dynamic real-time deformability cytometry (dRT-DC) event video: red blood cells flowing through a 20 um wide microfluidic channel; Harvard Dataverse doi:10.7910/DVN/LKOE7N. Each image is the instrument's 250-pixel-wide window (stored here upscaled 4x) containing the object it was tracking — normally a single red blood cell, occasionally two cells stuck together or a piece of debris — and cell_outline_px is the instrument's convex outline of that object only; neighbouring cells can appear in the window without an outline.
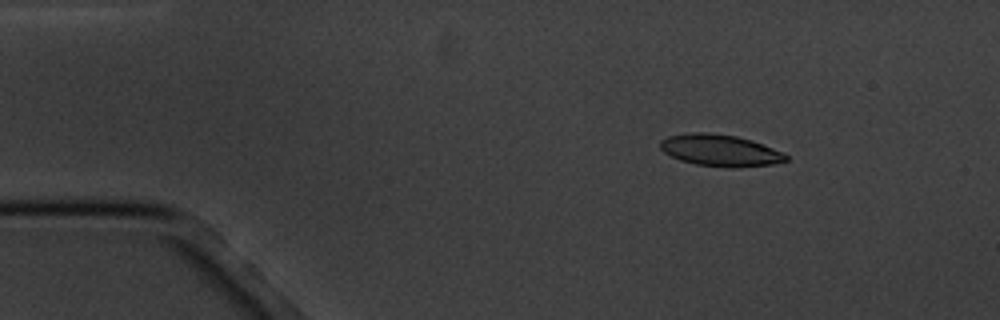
{"species": "common noctule bat (a hibernating species)", "species_latin": "Nyctalus noctula", "temperature_condition": "cold", "stored_images_in_passage": 16, "camera_frame_rate_fps": 3000, "um_per_image_px": 0.085, "animal": {"sex": "male", "body_mass_g": 20.1, "forearm_length_mm": 53.5}, "frame": {"image": 1, "passage_image": 2, "time_ms": 1.333, "image_size_px": [1000, 320], "cell_outline_px": [[788, 160], [772, 164], [732, 168], [696, 164], [680, 160], [664, 152], [660, 148], [660, 140], [668, 136], [688, 132], [704, 132], [736, 136], [752, 140], [784, 152], [788, 156]], "centroid_in_image_um": [61.21, 12.77], "position_along_channel_um": 23.8, "area_um2": 23.24}}
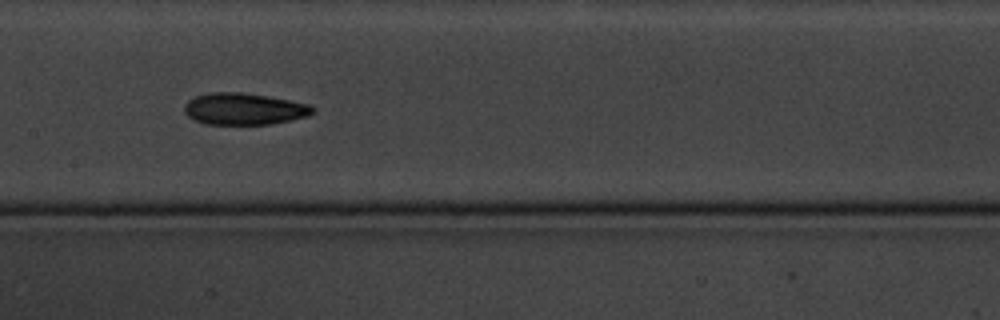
{"frame": {"image": 2, "passage_image": 8, "time_ms": 8.0, "image_size_px": [1000, 320], "cell_outline_px": [[316, 108], [308, 116], [272, 124], [204, 124], [188, 116], [184, 112], [184, 104], [188, 100], [196, 96], [208, 92], [240, 92], [268, 96], [308, 104]], "centroid_in_image_um": [20.72, 9.25], "position_along_channel_um": 186.7, "area_um2": 23.7}}
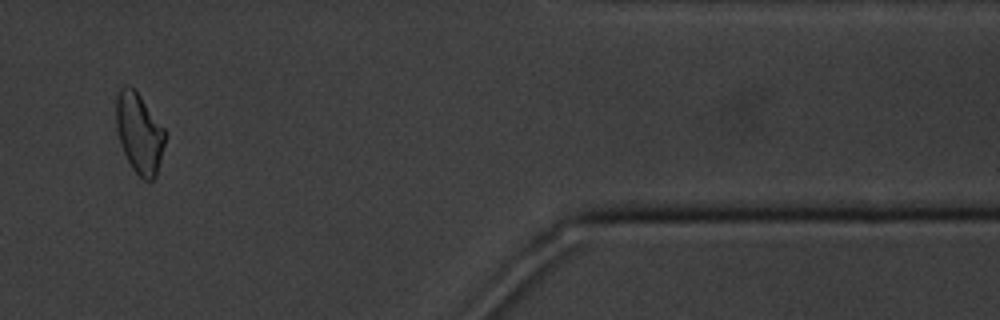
{"frame": {"image": 3, "passage_image": 14, "time_ms": 15.333, "image_size_px": [1000, 320], "cell_outline_px": [[164, 144], [156, 176], [152, 180], [144, 180], [132, 168], [120, 144], [116, 128], [116, 96], [120, 88], [132, 88], [140, 96], [164, 128]], "centroid_in_image_um": [11.82, 11.34], "position_along_channel_um": 399.6, "area_um2": 22.31}, "authors_computed_cell_mechanics": {"area_um2": 23.5246, "velocity_mm_per_s": 3.442, "shape_relaxation_time_tau1_ms": 4.3025, "shape_relaxation_time_tau2_ms": 7.1855, "deformation_change_tau1": 0.1253, "deformation_change_tau2": 0.1322}}